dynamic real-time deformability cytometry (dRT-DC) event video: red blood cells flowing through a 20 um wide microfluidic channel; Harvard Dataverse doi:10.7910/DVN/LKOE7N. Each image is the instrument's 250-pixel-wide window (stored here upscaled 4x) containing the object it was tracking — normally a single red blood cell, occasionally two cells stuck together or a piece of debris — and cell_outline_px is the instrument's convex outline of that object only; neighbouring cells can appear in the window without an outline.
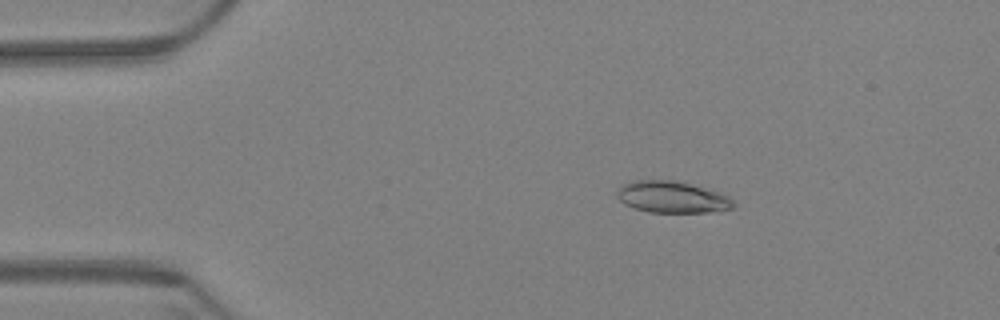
{"species": "Egyptian fruit bat (a non-hibernating species)", "species_latin": "Rousettus aegyptiacus", "temperature_condition": "warm", "stored_images_in_passage": 62, "camera_frame_rate_fps": 3000, "um_per_image_px": 0.085, "animal": {"sex": "female"}, "frame": {"image": 1, "passage_image": 11, "time_ms": 3.333, "image_size_px": [1000, 320], "cell_outline_px": [[736, 204], [732, 208], [708, 212], [648, 212], [624, 204], [616, 196], [616, 192], [620, 184], [636, 180], [676, 180], [720, 192], [728, 196]], "centroid_in_image_um": [57.1, 16.74], "position_along_channel_um": 27.9, "area_um2": 21.5}}
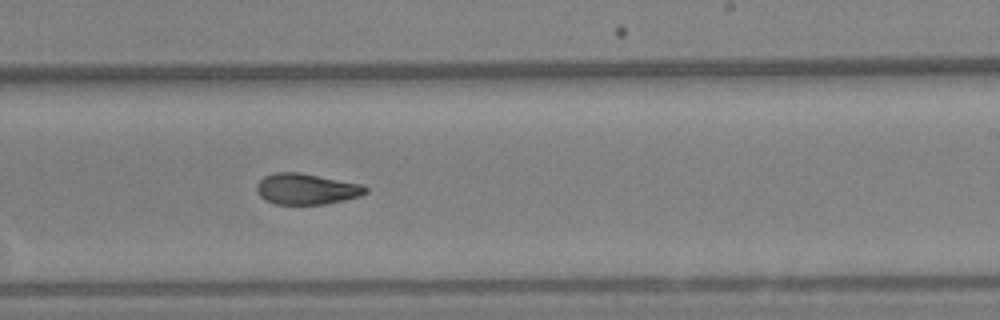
{"frame": {"image": 2, "passage_image": 38, "time_ms": 12.333, "image_size_px": [1000, 320], "cell_outline_px": [[368, 192], [360, 196], [344, 200], [324, 204], [276, 204], [264, 200], [256, 192], [256, 184], [264, 176], [272, 172], [300, 172], [364, 184], [368, 188]], "centroid_in_image_um": [26.05, 16.05], "position_along_channel_um": 263.0, "area_um2": 19.94}}
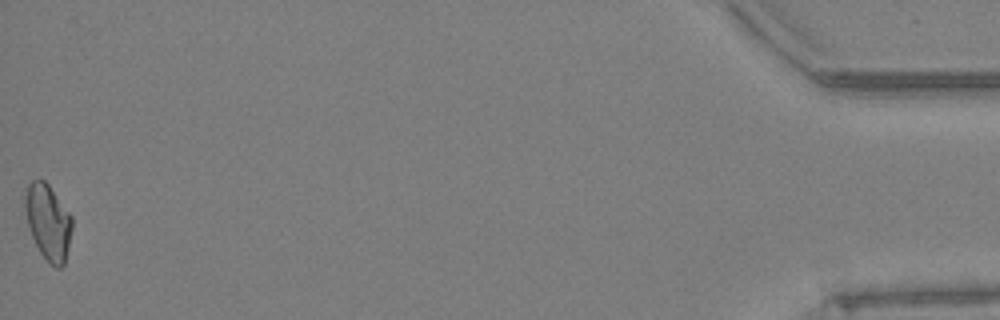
{"frame": {"image": 3, "passage_image": 62, "time_ms": 20.333, "image_size_px": [1000, 320], "cell_outline_px": [[72, 228], [68, 248], [64, 264], [60, 268], [56, 268], [40, 252], [32, 236], [28, 224], [24, 208], [24, 200], [28, 184], [32, 180], [44, 180], [48, 184], [72, 216]], "centroid_in_image_um": [4.09, 18.85], "position_along_channel_um": 431.1, "area_um2": 20.4}, "authors_computed_cell_mechanics": {"area_um2": 20.4901, "velocity_mm_per_s": 3.3268, "shape_relaxation_time_tau1_ms": null, "shape_relaxation_time_tau2_ms": 4.3146, "deformation_change_tau1": null, "deformation_change_tau2": 0.0931}}